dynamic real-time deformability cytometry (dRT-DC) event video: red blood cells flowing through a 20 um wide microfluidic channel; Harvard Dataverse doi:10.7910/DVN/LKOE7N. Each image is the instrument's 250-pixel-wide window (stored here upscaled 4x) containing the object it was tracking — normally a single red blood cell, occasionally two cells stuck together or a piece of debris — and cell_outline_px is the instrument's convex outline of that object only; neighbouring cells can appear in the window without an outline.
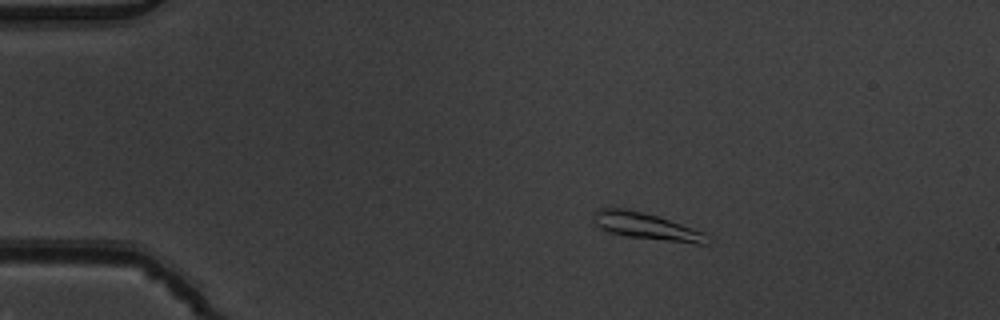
{"species": "common noctule bat (a hibernating species)", "species_latin": "Nyctalus noctula", "temperature_condition": "warm", "stored_images_in_passage": 5, "camera_frame_rate_fps": 3000, "um_per_image_px": 0.085, "animal": {"sex": "male", "body_mass_g": 19.5, "forearm_length_mm": 54.6}, "frame": {"image": 1, "passage_image": 3, "time_ms": 0.667, "image_size_px": [1000, 320], "cell_outline_px": [[716, 240], [708, 244], [696, 244], [628, 236], [608, 232], [600, 228], [592, 220], [596, 212], [600, 208], [624, 208], [656, 216], [704, 232]], "centroid_in_image_um": [55.02, 19.26], "position_along_channel_um": 30.0, "area_um2": 17.57}}